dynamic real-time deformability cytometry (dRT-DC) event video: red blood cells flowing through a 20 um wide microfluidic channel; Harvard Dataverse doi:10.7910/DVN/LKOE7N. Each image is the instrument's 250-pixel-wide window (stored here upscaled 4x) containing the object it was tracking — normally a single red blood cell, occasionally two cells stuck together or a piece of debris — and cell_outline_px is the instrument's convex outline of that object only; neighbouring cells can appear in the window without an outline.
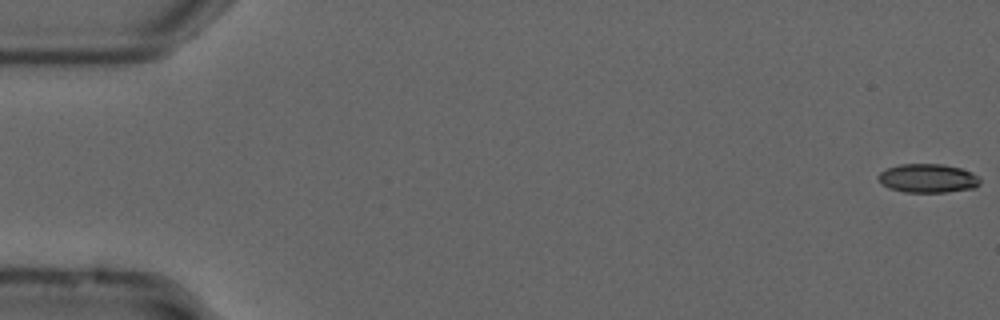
{"species": "common noctule bat (a hibernating species)", "species_latin": "Nyctalus noctula", "temperature_condition": "cold", "stored_images_in_passage": 21, "camera_frame_rate_fps": 3000, "um_per_image_px": 0.085, "animal": {"sex": "male", "forearm_length_mm": 52.5}, "frame": {"image": 1, "passage_image": 1, "time_ms": 0.0, "image_size_px": [1000, 320], "cell_outline_px": [[980, 184], [976, 188], [944, 192], [904, 192], [888, 188], [880, 184], [876, 176], [880, 172], [888, 168], [900, 164], [944, 164], [960, 168], [972, 172], [980, 176]], "centroid_in_image_um": [78.86, 15.16], "position_along_channel_um": 6.1, "area_um2": 17.34}}
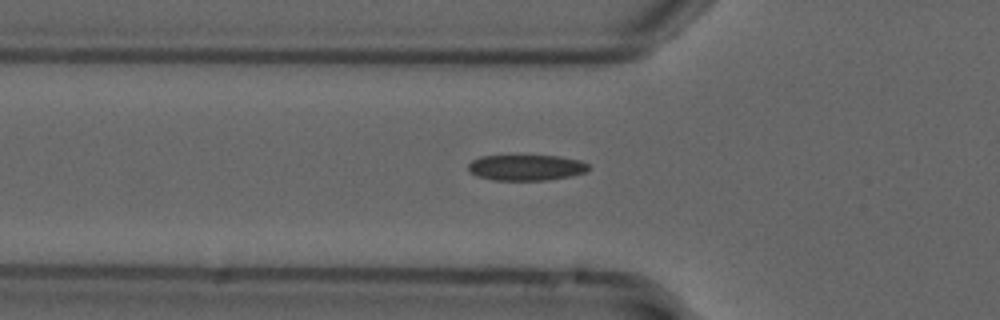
{"frame": {"image": 2, "passage_image": 19, "time_ms": 6.0, "image_size_px": [1000, 320], "cell_outline_px": [[588, 168], [584, 172], [572, 176], [548, 180], [492, 180], [476, 176], [468, 168], [468, 164], [472, 160], [480, 156], [560, 156], [580, 160], [588, 164]], "centroid_in_image_um": [44.71, 14.25], "position_along_channel_um": 81.1, "area_um2": 18.03}}